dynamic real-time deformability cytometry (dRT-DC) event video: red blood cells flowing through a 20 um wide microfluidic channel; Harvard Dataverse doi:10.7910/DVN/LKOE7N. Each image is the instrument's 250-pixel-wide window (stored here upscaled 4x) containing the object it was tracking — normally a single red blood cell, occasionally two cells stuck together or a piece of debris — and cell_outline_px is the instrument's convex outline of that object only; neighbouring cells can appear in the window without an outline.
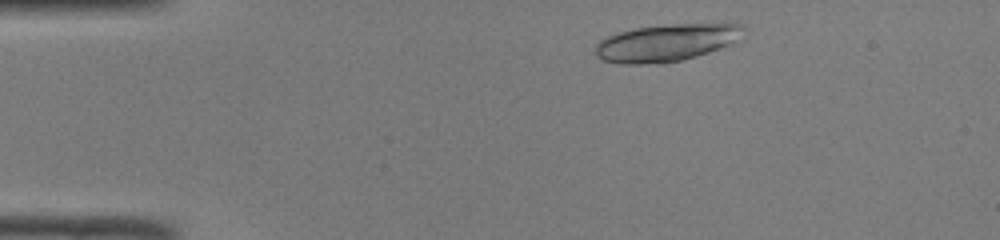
{"species": "common noctule bat (a hibernating species)", "species_latin": "Nyctalus noctula", "temperature_condition": "room temperature", "stored_images_in_passage": 21, "camera_frame_rate_fps": 3000, "um_per_image_px": 0.085, "animal": {"sex": "male", "body_mass_g": 19.0, "forearm_length_mm": 50.8}, "frame": {"image": 1, "passage_image": 3, "time_ms": 0.667, "image_size_px": [1000, 240], "cell_outline_px": [[744, 28], [736, 40], [732, 44], [696, 56], [664, 64], [620, 64], [604, 60], [596, 56], [596, 44], [600, 40], [608, 36], [620, 32], [636, 28], [676, 24], [740, 24]], "centroid_in_image_um": [56.6, 3.65], "position_along_channel_um": 28.4, "area_um2": 31.73}}